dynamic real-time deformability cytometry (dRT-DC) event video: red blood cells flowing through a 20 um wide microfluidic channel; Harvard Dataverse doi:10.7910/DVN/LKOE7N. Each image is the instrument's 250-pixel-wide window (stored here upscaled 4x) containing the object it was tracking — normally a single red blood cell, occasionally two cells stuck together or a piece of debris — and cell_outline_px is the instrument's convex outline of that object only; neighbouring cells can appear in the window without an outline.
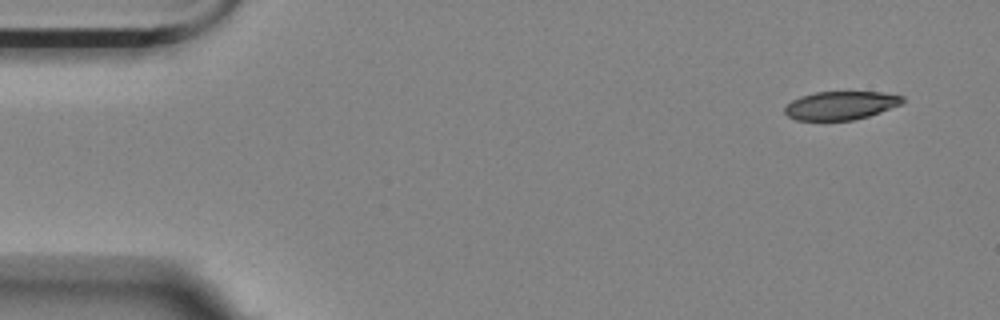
{"species": "Egyptian fruit bat (a non-hibernating species)", "species_latin": "Rousettus aegyptiacus", "temperature_condition": "room temperature", "stored_images_in_passage": 18, "camera_frame_rate_fps": 3000, "um_per_image_px": 0.085, "animal": {"sex": "female"}, "frame": {"image": 1, "passage_image": 1, "time_ms": 0.0, "image_size_px": [1000, 320], "cell_outline_px": [[904, 100], [900, 104], [880, 112], [868, 116], [852, 120], [796, 120], [788, 116], [784, 112], [784, 108], [792, 100], [800, 96], [816, 92], [884, 92], [904, 96]], "centroid_in_image_um": [71.45, 8.96], "position_along_channel_um": 13.6, "area_um2": 19.42}}
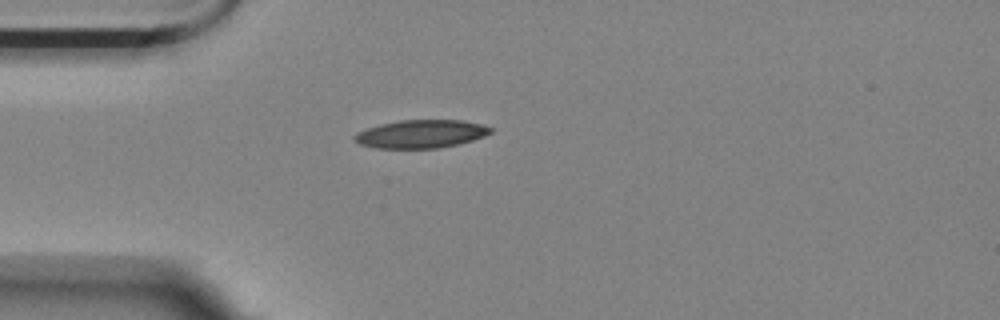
{"frame": {"image": 2, "passage_image": 12, "time_ms": 3.667, "image_size_px": [1000, 320], "cell_outline_px": [[492, 132], [484, 136], [460, 144], [436, 148], [376, 148], [360, 144], [352, 140], [352, 136], [356, 132], [380, 124], [400, 120], [460, 120], [480, 124], [492, 128]], "centroid_in_image_um": [35.74, 11.39], "position_along_channel_um": 49.3, "area_um2": 22.31}}
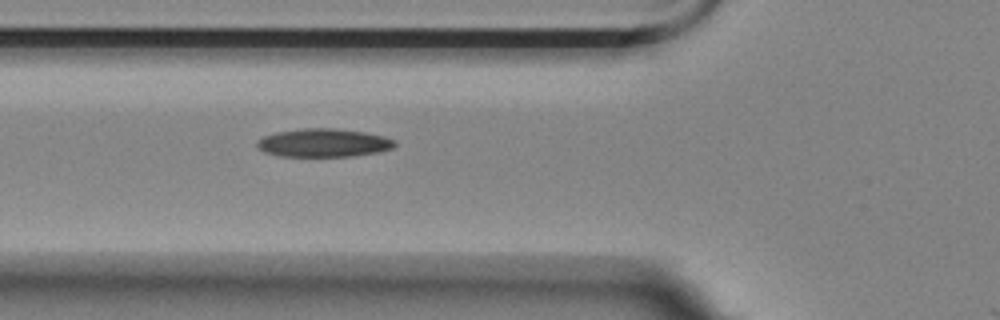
{"frame": {"image": 3, "passage_image": 17, "time_ms": 5.333, "image_size_px": [1000, 320], "cell_outline_px": [[396, 144], [392, 148], [380, 152], [352, 156], [280, 156], [264, 152], [256, 148], [256, 140], [264, 136], [276, 132], [304, 128], [336, 128], [364, 132], [384, 136], [396, 140]], "centroid_in_image_um": [27.49, 12.14], "position_along_channel_um": 98.3, "area_um2": 22.89}}